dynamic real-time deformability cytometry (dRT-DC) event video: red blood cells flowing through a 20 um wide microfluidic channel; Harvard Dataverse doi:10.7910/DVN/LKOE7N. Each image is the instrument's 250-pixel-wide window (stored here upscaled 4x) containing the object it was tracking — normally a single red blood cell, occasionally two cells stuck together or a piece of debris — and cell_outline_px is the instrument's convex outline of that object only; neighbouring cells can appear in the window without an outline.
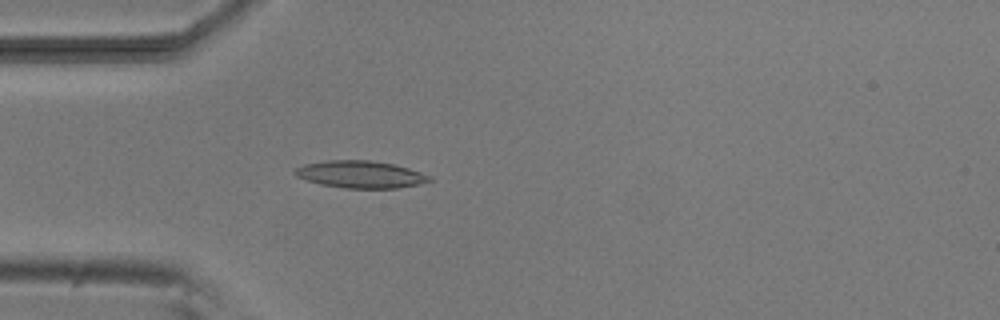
{"species": "common noctule bat (a hibernating species)", "species_latin": "Nyctalus noctula", "temperature_condition": "room temperature", "stored_images_in_passage": 52, "camera_frame_rate_fps": 3000, "um_per_image_px": 0.085, "animal": {"sex": "male", "body_mass_g": 20.5, "forearm_length_mm": 52.5}, "frame": {"image": 1, "passage_image": 14, "time_ms": 4.333, "image_size_px": [1000, 320], "cell_outline_px": [[432, 180], [416, 184], [396, 188], [344, 188], [320, 184], [296, 176], [292, 172], [296, 168], [304, 164], [328, 160], [372, 160], [392, 164], [408, 168], [432, 176]], "centroid_in_image_um": [30.61, 14.82], "position_along_channel_um": 54.4, "area_um2": 21.15}}
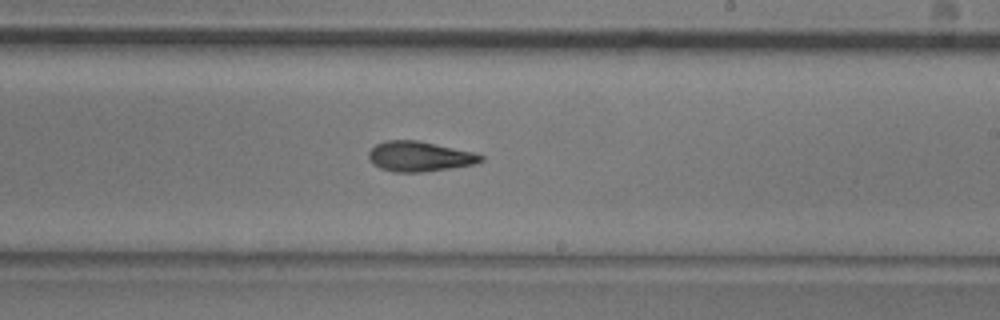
{"frame": {"image": 2, "passage_image": 30, "time_ms": 9.667, "image_size_px": [1000, 320], "cell_outline_px": [[484, 160], [472, 164], [448, 168], [420, 172], [392, 172], [380, 168], [372, 164], [368, 156], [368, 152], [376, 144], [384, 140], [416, 140], [472, 152], [484, 156]], "centroid_in_image_um": [35.59, 13.29], "position_along_channel_um": 253.4, "area_um2": 19.42}}
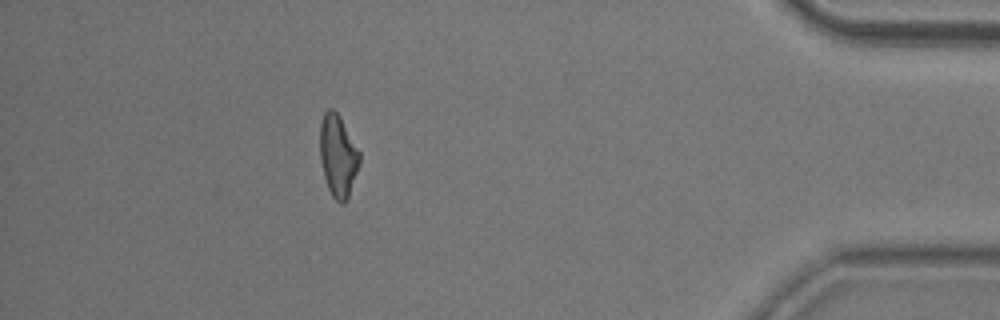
{"frame": {"image": 3, "passage_image": 46, "time_ms": 15.0, "image_size_px": [1000, 320], "cell_outline_px": [[360, 164], [348, 196], [344, 204], [340, 204], [332, 196], [328, 188], [324, 176], [320, 160], [320, 124], [324, 112], [328, 108], [332, 108], [340, 116], [360, 152]], "centroid_in_image_um": [28.72, 13.23], "position_along_channel_um": 406.5, "area_um2": 18.96}, "authors_computed_cell_mechanics": {"area_um2": 19.5364, "velocity_mm_per_s": 3.8167, "shape_relaxation_time_tau1_ms": 8.5702, "shape_relaxation_time_tau2_ms": 3.5685, "deformation_change_tau1": 0.2145, "deformation_change_tau2": 0.1259}}